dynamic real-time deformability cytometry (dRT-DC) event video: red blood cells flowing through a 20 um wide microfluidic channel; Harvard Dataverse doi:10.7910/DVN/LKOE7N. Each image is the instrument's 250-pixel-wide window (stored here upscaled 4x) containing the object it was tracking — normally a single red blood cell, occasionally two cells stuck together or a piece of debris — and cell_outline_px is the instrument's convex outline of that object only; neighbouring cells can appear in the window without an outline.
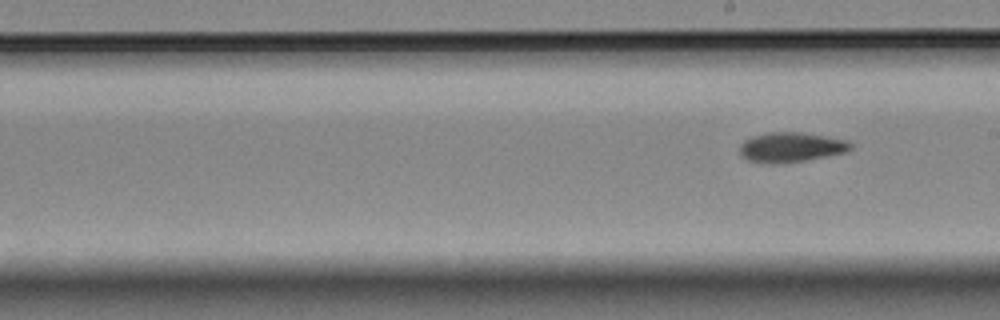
{"species": "Egyptian fruit bat (a non-hibernating species)", "species_latin": "Rousettus aegyptiacus", "temperature_condition": "room temperature", "stored_images_in_passage": 10, "segment_of_instrument_passage": [2, 2], "camera_frame_rate_fps": 3000, "um_per_image_px": 0.085, "animal": {"sex": "female"}, "frame": {"image": 1, "passage_image": 10, "time_ms": 11.333, "image_size_px": [1000, 320], "cell_outline_px": [[852, 148], [844, 152], [804, 160], [776, 164], [768, 164], [748, 160], [740, 152], [740, 144], [744, 140], [752, 136], [768, 132], [800, 132], [848, 140], [852, 144]], "centroid_in_image_um": [67.21, 12.5], "position_along_channel_um": 221.8, "area_um2": 19.07}}